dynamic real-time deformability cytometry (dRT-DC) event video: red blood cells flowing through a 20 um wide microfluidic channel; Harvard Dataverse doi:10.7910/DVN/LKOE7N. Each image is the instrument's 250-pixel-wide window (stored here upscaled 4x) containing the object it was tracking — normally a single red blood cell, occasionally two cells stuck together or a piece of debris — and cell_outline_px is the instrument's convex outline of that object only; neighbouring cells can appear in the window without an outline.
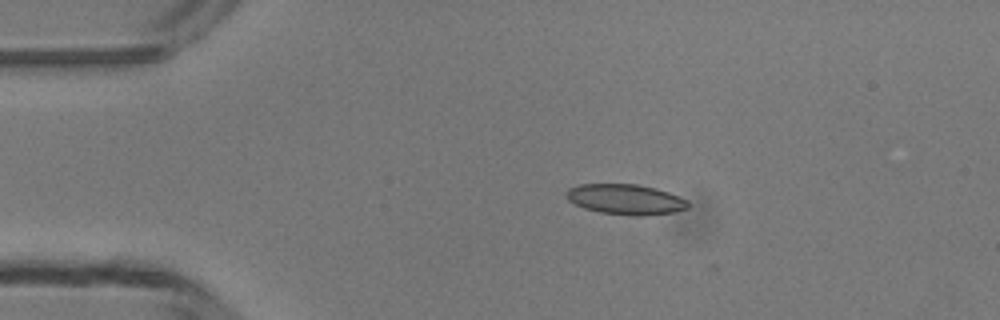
{"species": "common noctule bat (a hibernating species)", "species_latin": "Nyctalus noctula", "temperature_condition": "room temperature", "stored_images_in_passage": 5, "camera_frame_rate_fps": 3000, "um_per_image_px": 0.085, "animal": {"sex": "male", "body_mass_g": 13.3}, "frame": {"image": 1, "passage_image": 1, "time_ms": 0.0, "image_size_px": [1000, 320], "cell_outline_px": [[688, 208], [676, 212], [644, 216], [632, 216], [600, 212], [584, 208], [568, 200], [564, 196], [564, 192], [568, 188], [580, 184], [636, 184], [656, 188], [668, 192], [688, 200]], "centroid_in_image_um": [53.16, 16.95], "position_along_channel_um": 31.8, "area_um2": 21.73}}